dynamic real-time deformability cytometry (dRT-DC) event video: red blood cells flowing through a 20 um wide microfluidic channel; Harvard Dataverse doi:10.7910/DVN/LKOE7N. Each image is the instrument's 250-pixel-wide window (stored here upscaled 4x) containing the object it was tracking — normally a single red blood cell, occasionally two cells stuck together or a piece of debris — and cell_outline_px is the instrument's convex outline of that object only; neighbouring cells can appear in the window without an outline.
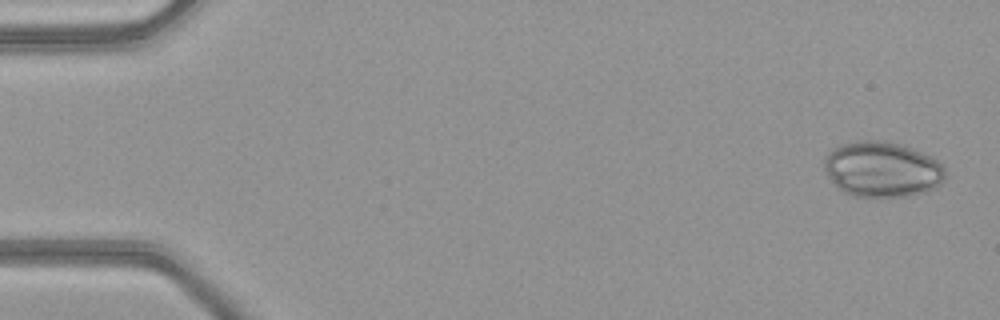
{"species": "common noctule bat (a hibernating species)", "species_latin": "Nyctalus noctula", "temperature_condition": "warm", "stored_images_in_passage": 49, "camera_frame_rate_fps": 3000, "um_per_image_px": 0.085, "animal": {"sex": "female", "body_mass_g": 21.9}, "frame": {"image": 1, "passage_image": 2, "time_ms": 0.333, "image_size_px": [1000, 320], "cell_outline_px": [[944, 180], [936, 188], [928, 192], [908, 196], [852, 196], [844, 192], [828, 176], [824, 168], [824, 160], [828, 152], [832, 148], [844, 144], [860, 140], [880, 140], [904, 144], [932, 156], [944, 168]], "centroid_in_image_um": [75.01, 14.38], "position_along_channel_um": 10.0, "area_um2": 39.25}}
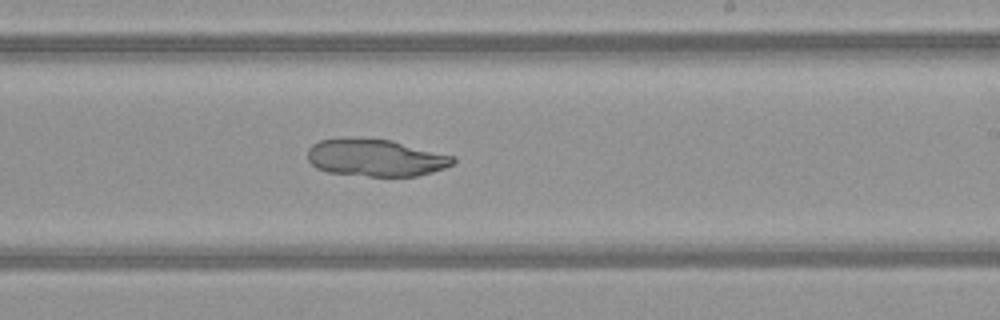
{"frame": {"image": 2, "passage_image": 30, "time_ms": 9.667, "image_size_px": [1000, 320], "cell_outline_px": [[456, 160], [452, 164], [444, 168], [432, 172], [416, 176], [368, 176], [328, 172], [316, 168], [308, 160], [308, 148], [312, 144], [320, 140], [348, 136], [352, 136], [392, 140], [456, 156]], "centroid_in_image_um": [31.92, 13.38], "position_along_channel_um": 257.1, "area_um2": 32.08}}
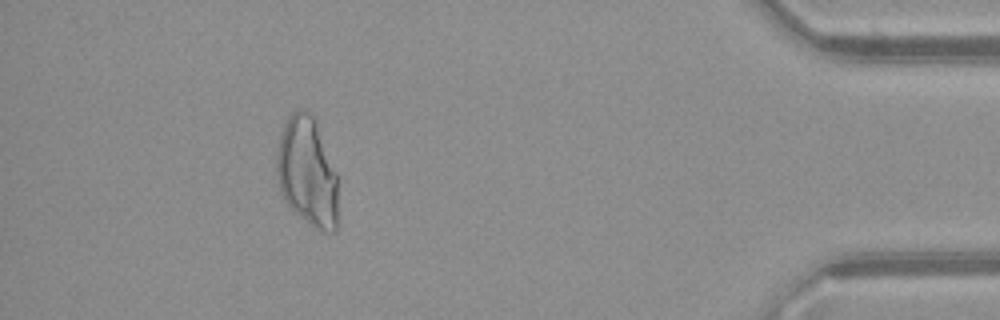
{"frame": {"image": 3, "passage_image": 45, "time_ms": 14.667, "image_size_px": [1000, 320], "cell_outline_px": [[336, 232], [324, 232], [312, 228], [284, 200], [280, 192], [276, 176], [276, 152], [280, 132], [288, 116], [296, 108], [304, 108], [312, 112], [316, 116], [336, 172]], "centroid_in_image_um": [26.09, 14.53], "position_along_channel_um": 409.1, "area_um2": 39.88}}